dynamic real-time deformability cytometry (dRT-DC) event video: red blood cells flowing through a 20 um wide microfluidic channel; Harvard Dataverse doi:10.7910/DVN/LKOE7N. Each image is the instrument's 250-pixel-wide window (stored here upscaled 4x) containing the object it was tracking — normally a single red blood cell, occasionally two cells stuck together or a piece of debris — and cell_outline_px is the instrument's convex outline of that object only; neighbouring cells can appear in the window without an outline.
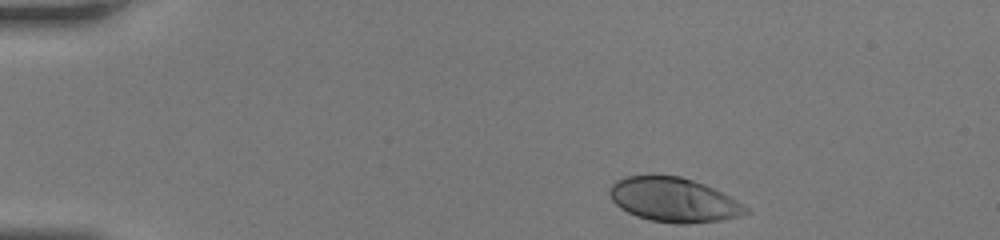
{"species": "human", "species_latin": "Homo sapiens", "temperature_condition": "room temperature", "stored_images_in_passage": 39, "camera_frame_rate_fps": 3000, "um_per_image_px": 0.085, "donor": {"sex": "female"}, "frame": {"image": 1, "passage_image": 1, "time_ms": 0.0, "image_size_px": [1000, 240], "cell_outline_px": [[752, 212], [740, 216], [720, 220], [688, 224], [676, 224], [652, 220], [636, 216], [620, 208], [612, 200], [608, 192], [608, 188], [616, 180], [624, 176], [680, 176], [704, 184], [736, 200], [748, 208]], "centroid_in_image_um": [57.24, 17.0], "position_along_channel_um": 27.8, "area_um2": 34.97}}
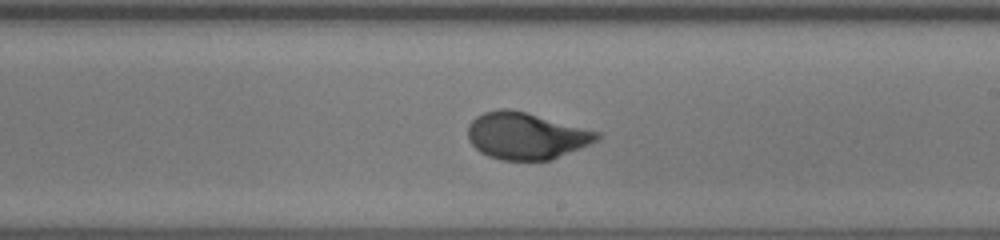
{"frame": {"image": 2, "passage_image": 21, "time_ms": 6.667, "image_size_px": [1000, 240], "cell_outline_px": [[600, 140], [552, 160], [500, 160], [488, 156], [480, 152], [468, 140], [468, 124], [476, 116], [484, 112], [500, 108], [508, 108], [524, 112], [600, 132]], "centroid_in_image_um": [44.71, 11.55], "position_along_channel_um": 244.3, "area_um2": 35.2}}
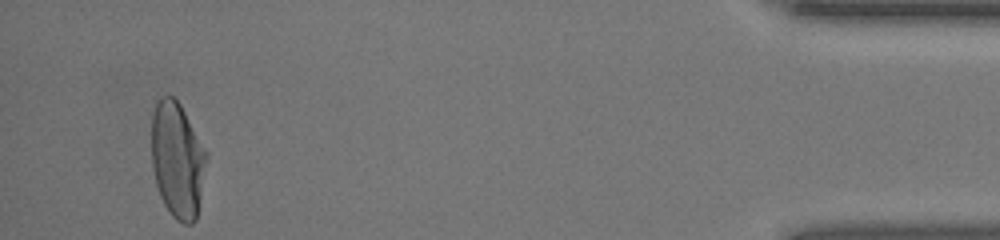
{"frame": {"image": 3, "passage_image": 37, "time_ms": 12.0, "image_size_px": [1000, 240], "cell_outline_px": [[208, 156], [196, 220], [192, 224], [184, 224], [176, 220], [172, 216], [164, 204], [160, 196], [156, 184], [152, 168], [152, 100], [160, 96], [172, 96], [180, 104], [208, 152]], "centroid_in_image_um": [15.07, 13.55], "position_along_channel_um": 420.1, "area_um2": 37.63}}